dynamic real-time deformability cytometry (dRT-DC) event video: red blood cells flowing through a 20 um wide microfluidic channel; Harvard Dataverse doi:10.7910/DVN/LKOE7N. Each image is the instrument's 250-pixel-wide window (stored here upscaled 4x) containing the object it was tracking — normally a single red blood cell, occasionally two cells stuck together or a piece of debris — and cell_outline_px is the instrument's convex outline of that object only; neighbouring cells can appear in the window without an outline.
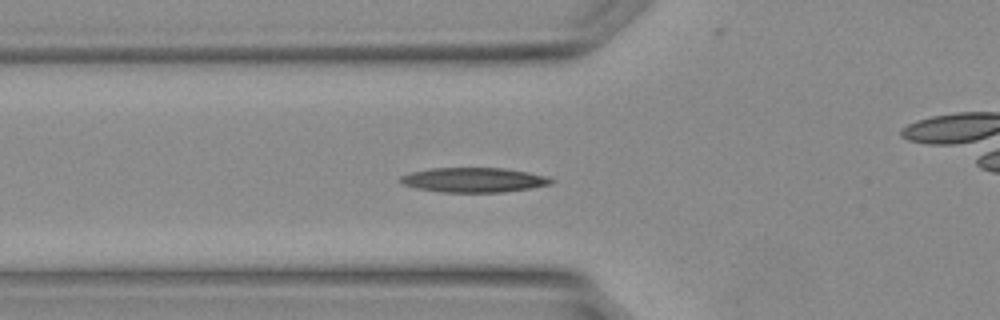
{"species": "Egyptian fruit bat (a non-hibernating species)", "species_latin": "Rousettus aegyptiacus", "temperature_condition": "warm", "stored_images_in_passage": 7, "camera_frame_rate_fps": 3000, "um_per_image_px": 0.085, "animal": {"sex": "female"}, "frame": {"image": 1, "passage_image": 5, "time_ms": 1.333, "image_size_px": [1000, 320], "cell_outline_px": [[556, 180], [552, 184], [504, 192], [440, 192], [416, 188], [400, 184], [396, 180], [400, 176], [408, 172], [432, 168], [504, 168], [528, 172], [548, 176]], "centroid_in_image_um": [40.22, 15.29], "position_along_channel_um": 85.6, "area_um2": 21.96}}